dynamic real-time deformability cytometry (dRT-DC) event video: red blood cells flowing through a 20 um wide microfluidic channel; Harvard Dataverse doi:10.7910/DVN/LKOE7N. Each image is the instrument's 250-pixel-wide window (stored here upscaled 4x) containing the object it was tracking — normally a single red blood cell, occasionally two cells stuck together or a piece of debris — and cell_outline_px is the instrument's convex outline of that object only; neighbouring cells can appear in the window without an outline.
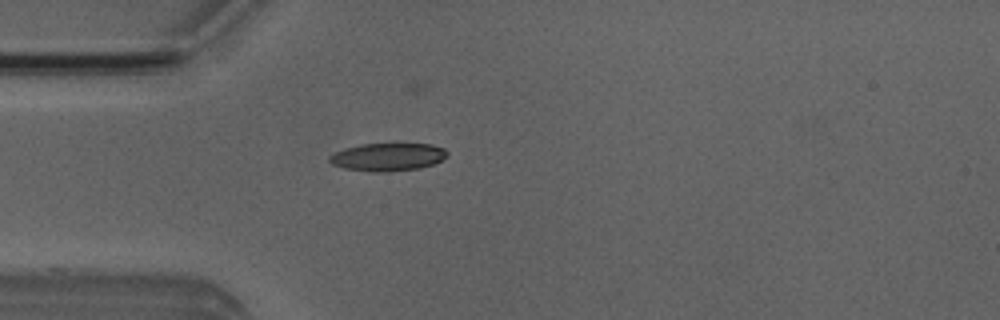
{"species": "Egyptian fruit bat (a non-hibernating species)", "species_latin": "Rousettus aegyptiacus", "temperature_condition": "room temperature", "stored_images_in_passage": 4, "camera_frame_rate_fps": 3000, "um_per_image_px": 0.085, "animal": {"sex": "male"}, "frame": {"image": 1, "passage_image": 4, "time_ms": 3.667, "image_size_px": [1000, 320], "cell_outline_px": [[448, 156], [432, 164], [420, 168], [388, 172], [372, 172], [344, 168], [332, 164], [328, 160], [328, 156], [344, 148], [360, 144], [392, 140], [432, 144], [444, 148], [448, 152]], "centroid_in_image_um": [32.98, 13.28], "position_along_channel_um": 52.0, "area_um2": 20.23}}